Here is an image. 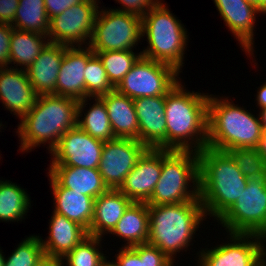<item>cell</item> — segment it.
<instances>
[{
    "label": "cell",
    "mask_w": 266,
    "mask_h": 266,
    "mask_svg": "<svg viewBox=\"0 0 266 266\" xmlns=\"http://www.w3.org/2000/svg\"><path fill=\"white\" fill-rule=\"evenodd\" d=\"M162 171V149L147 148L118 189L132 202L147 203Z\"/></svg>",
    "instance_id": "cell-15"
},
{
    "label": "cell",
    "mask_w": 266,
    "mask_h": 266,
    "mask_svg": "<svg viewBox=\"0 0 266 266\" xmlns=\"http://www.w3.org/2000/svg\"><path fill=\"white\" fill-rule=\"evenodd\" d=\"M262 118L263 129L266 130V109L260 112Z\"/></svg>",
    "instance_id": "cell-46"
},
{
    "label": "cell",
    "mask_w": 266,
    "mask_h": 266,
    "mask_svg": "<svg viewBox=\"0 0 266 266\" xmlns=\"http://www.w3.org/2000/svg\"><path fill=\"white\" fill-rule=\"evenodd\" d=\"M50 42L44 34L17 30L13 28L10 38L9 65L26 70L39 56L41 51Z\"/></svg>",
    "instance_id": "cell-28"
},
{
    "label": "cell",
    "mask_w": 266,
    "mask_h": 266,
    "mask_svg": "<svg viewBox=\"0 0 266 266\" xmlns=\"http://www.w3.org/2000/svg\"><path fill=\"white\" fill-rule=\"evenodd\" d=\"M29 194L10 180H0V221L18 222L25 219L31 206Z\"/></svg>",
    "instance_id": "cell-29"
},
{
    "label": "cell",
    "mask_w": 266,
    "mask_h": 266,
    "mask_svg": "<svg viewBox=\"0 0 266 266\" xmlns=\"http://www.w3.org/2000/svg\"><path fill=\"white\" fill-rule=\"evenodd\" d=\"M102 240L101 237L88 235L62 258L63 266H102L108 258L99 250Z\"/></svg>",
    "instance_id": "cell-32"
},
{
    "label": "cell",
    "mask_w": 266,
    "mask_h": 266,
    "mask_svg": "<svg viewBox=\"0 0 266 266\" xmlns=\"http://www.w3.org/2000/svg\"><path fill=\"white\" fill-rule=\"evenodd\" d=\"M208 97L186 90L181 80L165 95L167 150L199 152L207 146Z\"/></svg>",
    "instance_id": "cell-1"
},
{
    "label": "cell",
    "mask_w": 266,
    "mask_h": 266,
    "mask_svg": "<svg viewBox=\"0 0 266 266\" xmlns=\"http://www.w3.org/2000/svg\"><path fill=\"white\" fill-rule=\"evenodd\" d=\"M49 220V236L40 237L44 255L63 258L88 236L87 231L67 217L52 212Z\"/></svg>",
    "instance_id": "cell-22"
},
{
    "label": "cell",
    "mask_w": 266,
    "mask_h": 266,
    "mask_svg": "<svg viewBox=\"0 0 266 266\" xmlns=\"http://www.w3.org/2000/svg\"><path fill=\"white\" fill-rule=\"evenodd\" d=\"M12 25L0 23V67H9Z\"/></svg>",
    "instance_id": "cell-38"
},
{
    "label": "cell",
    "mask_w": 266,
    "mask_h": 266,
    "mask_svg": "<svg viewBox=\"0 0 266 266\" xmlns=\"http://www.w3.org/2000/svg\"><path fill=\"white\" fill-rule=\"evenodd\" d=\"M229 235V236H228ZM227 243L198 253L197 266H263L266 263V238L256 234L229 233Z\"/></svg>",
    "instance_id": "cell-11"
},
{
    "label": "cell",
    "mask_w": 266,
    "mask_h": 266,
    "mask_svg": "<svg viewBox=\"0 0 266 266\" xmlns=\"http://www.w3.org/2000/svg\"><path fill=\"white\" fill-rule=\"evenodd\" d=\"M104 101L110 125L115 138H129L139 141V125L132 98L116 89L100 96Z\"/></svg>",
    "instance_id": "cell-24"
},
{
    "label": "cell",
    "mask_w": 266,
    "mask_h": 266,
    "mask_svg": "<svg viewBox=\"0 0 266 266\" xmlns=\"http://www.w3.org/2000/svg\"><path fill=\"white\" fill-rule=\"evenodd\" d=\"M49 21L44 0H19L12 27L17 30L48 35Z\"/></svg>",
    "instance_id": "cell-30"
},
{
    "label": "cell",
    "mask_w": 266,
    "mask_h": 266,
    "mask_svg": "<svg viewBox=\"0 0 266 266\" xmlns=\"http://www.w3.org/2000/svg\"><path fill=\"white\" fill-rule=\"evenodd\" d=\"M218 221L227 233L266 238V178L248 179L245 190Z\"/></svg>",
    "instance_id": "cell-9"
},
{
    "label": "cell",
    "mask_w": 266,
    "mask_h": 266,
    "mask_svg": "<svg viewBox=\"0 0 266 266\" xmlns=\"http://www.w3.org/2000/svg\"><path fill=\"white\" fill-rule=\"evenodd\" d=\"M5 255L3 254L2 250L0 249V266L4 264Z\"/></svg>",
    "instance_id": "cell-47"
},
{
    "label": "cell",
    "mask_w": 266,
    "mask_h": 266,
    "mask_svg": "<svg viewBox=\"0 0 266 266\" xmlns=\"http://www.w3.org/2000/svg\"><path fill=\"white\" fill-rule=\"evenodd\" d=\"M35 266H63L62 258L43 255Z\"/></svg>",
    "instance_id": "cell-43"
},
{
    "label": "cell",
    "mask_w": 266,
    "mask_h": 266,
    "mask_svg": "<svg viewBox=\"0 0 266 266\" xmlns=\"http://www.w3.org/2000/svg\"><path fill=\"white\" fill-rule=\"evenodd\" d=\"M94 52L87 46L67 47L56 82V95L85 99V68Z\"/></svg>",
    "instance_id": "cell-19"
},
{
    "label": "cell",
    "mask_w": 266,
    "mask_h": 266,
    "mask_svg": "<svg viewBox=\"0 0 266 266\" xmlns=\"http://www.w3.org/2000/svg\"><path fill=\"white\" fill-rule=\"evenodd\" d=\"M162 1L142 17V37H147V48L142 56L172 66L182 72L188 43L187 29Z\"/></svg>",
    "instance_id": "cell-6"
},
{
    "label": "cell",
    "mask_w": 266,
    "mask_h": 266,
    "mask_svg": "<svg viewBox=\"0 0 266 266\" xmlns=\"http://www.w3.org/2000/svg\"><path fill=\"white\" fill-rule=\"evenodd\" d=\"M94 53L99 57L110 83L115 88L142 56L141 52L135 54L133 50H114Z\"/></svg>",
    "instance_id": "cell-31"
},
{
    "label": "cell",
    "mask_w": 266,
    "mask_h": 266,
    "mask_svg": "<svg viewBox=\"0 0 266 266\" xmlns=\"http://www.w3.org/2000/svg\"><path fill=\"white\" fill-rule=\"evenodd\" d=\"M259 89L257 90V95H256V103L259 107L260 112L264 111L266 109V82L263 83Z\"/></svg>",
    "instance_id": "cell-42"
},
{
    "label": "cell",
    "mask_w": 266,
    "mask_h": 266,
    "mask_svg": "<svg viewBox=\"0 0 266 266\" xmlns=\"http://www.w3.org/2000/svg\"><path fill=\"white\" fill-rule=\"evenodd\" d=\"M98 3L99 0H84L51 18L47 35L50 42L69 47L88 46L93 35Z\"/></svg>",
    "instance_id": "cell-12"
},
{
    "label": "cell",
    "mask_w": 266,
    "mask_h": 266,
    "mask_svg": "<svg viewBox=\"0 0 266 266\" xmlns=\"http://www.w3.org/2000/svg\"><path fill=\"white\" fill-rule=\"evenodd\" d=\"M115 256V261L112 259L115 266H139V254L132 247L122 246Z\"/></svg>",
    "instance_id": "cell-40"
},
{
    "label": "cell",
    "mask_w": 266,
    "mask_h": 266,
    "mask_svg": "<svg viewBox=\"0 0 266 266\" xmlns=\"http://www.w3.org/2000/svg\"><path fill=\"white\" fill-rule=\"evenodd\" d=\"M222 20L232 32L241 50L254 55V24L256 15L261 13L255 5L245 0H213Z\"/></svg>",
    "instance_id": "cell-17"
},
{
    "label": "cell",
    "mask_w": 266,
    "mask_h": 266,
    "mask_svg": "<svg viewBox=\"0 0 266 266\" xmlns=\"http://www.w3.org/2000/svg\"><path fill=\"white\" fill-rule=\"evenodd\" d=\"M109 234L122 238L123 242L127 241L123 247L147 243L149 235L148 205L143 202H132Z\"/></svg>",
    "instance_id": "cell-26"
},
{
    "label": "cell",
    "mask_w": 266,
    "mask_h": 266,
    "mask_svg": "<svg viewBox=\"0 0 266 266\" xmlns=\"http://www.w3.org/2000/svg\"><path fill=\"white\" fill-rule=\"evenodd\" d=\"M104 142L78 126L68 130L50 152V166H74L98 169Z\"/></svg>",
    "instance_id": "cell-14"
},
{
    "label": "cell",
    "mask_w": 266,
    "mask_h": 266,
    "mask_svg": "<svg viewBox=\"0 0 266 266\" xmlns=\"http://www.w3.org/2000/svg\"><path fill=\"white\" fill-rule=\"evenodd\" d=\"M257 9L263 14H266V0H257Z\"/></svg>",
    "instance_id": "cell-45"
},
{
    "label": "cell",
    "mask_w": 266,
    "mask_h": 266,
    "mask_svg": "<svg viewBox=\"0 0 266 266\" xmlns=\"http://www.w3.org/2000/svg\"><path fill=\"white\" fill-rule=\"evenodd\" d=\"M190 201H200L198 152L162 149L161 175L146 204H177Z\"/></svg>",
    "instance_id": "cell-7"
},
{
    "label": "cell",
    "mask_w": 266,
    "mask_h": 266,
    "mask_svg": "<svg viewBox=\"0 0 266 266\" xmlns=\"http://www.w3.org/2000/svg\"><path fill=\"white\" fill-rule=\"evenodd\" d=\"M227 152L247 179L266 178V160L257 148H234Z\"/></svg>",
    "instance_id": "cell-34"
},
{
    "label": "cell",
    "mask_w": 266,
    "mask_h": 266,
    "mask_svg": "<svg viewBox=\"0 0 266 266\" xmlns=\"http://www.w3.org/2000/svg\"><path fill=\"white\" fill-rule=\"evenodd\" d=\"M92 99L95 101L93 105L86 103ZM87 104H89L88 111L85 109ZM84 110L86 113H84ZM77 126L95 139L103 142L115 139L105 103L100 97H87L78 101Z\"/></svg>",
    "instance_id": "cell-27"
},
{
    "label": "cell",
    "mask_w": 266,
    "mask_h": 266,
    "mask_svg": "<svg viewBox=\"0 0 266 266\" xmlns=\"http://www.w3.org/2000/svg\"><path fill=\"white\" fill-rule=\"evenodd\" d=\"M37 97L26 70L0 67V100L4 109L21 120L33 108Z\"/></svg>",
    "instance_id": "cell-16"
},
{
    "label": "cell",
    "mask_w": 266,
    "mask_h": 266,
    "mask_svg": "<svg viewBox=\"0 0 266 266\" xmlns=\"http://www.w3.org/2000/svg\"><path fill=\"white\" fill-rule=\"evenodd\" d=\"M102 266H115V265L112 263V261L110 262V260H106Z\"/></svg>",
    "instance_id": "cell-48"
},
{
    "label": "cell",
    "mask_w": 266,
    "mask_h": 266,
    "mask_svg": "<svg viewBox=\"0 0 266 266\" xmlns=\"http://www.w3.org/2000/svg\"><path fill=\"white\" fill-rule=\"evenodd\" d=\"M139 141L147 148L166 149L165 96L134 99Z\"/></svg>",
    "instance_id": "cell-18"
},
{
    "label": "cell",
    "mask_w": 266,
    "mask_h": 266,
    "mask_svg": "<svg viewBox=\"0 0 266 266\" xmlns=\"http://www.w3.org/2000/svg\"><path fill=\"white\" fill-rule=\"evenodd\" d=\"M67 45L49 42L38 58L26 69L38 95H56V82Z\"/></svg>",
    "instance_id": "cell-20"
},
{
    "label": "cell",
    "mask_w": 266,
    "mask_h": 266,
    "mask_svg": "<svg viewBox=\"0 0 266 266\" xmlns=\"http://www.w3.org/2000/svg\"><path fill=\"white\" fill-rule=\"evenodd\" d=\"M257 149L266 160V130H263Z\"/></svg>",
    "instance_id": "cell-44"
},
{
    "label": "cell",
    "mask_w": 266,
    "mask_h": 266,
    "mask_svg": "<svg viewBox=\"0 0 266 266\" xmlns=\"http://www.w3.org/2000/svg\"><path fill=\"white\" fill-rule=\"evenodd\" d=\"M147 147L136 139L115 138L104 142L98 171L108 189H119Z\"/></svg>",
    "instance_id": "cell-13"
},
{
    "label": "cell",
    "mask_w": 266,
    "mask_h": 266,
    "mask_svg": "<svg viewBox=\"0 0 266 266\" xmlns=\"http://www.w3.org/2000/svg\"><path fill=\"white\" fill-rule=\"evenodd\" d=\"M245 1H247V2H249L251 4H253V5H255L256 8H257V0H245Z\"/></svg>",
    "instance_id": "cell-49"
},
{
    "label": "cell",
    "mask_w": 266,
    "mask_h": 266,
    "mask_svg": "<svg viewBox=\"0 0 266 266\" xmlns=\"http://www.w3.org/2000/svg\"><path fill=\"white\" fill-rule=\"evenodd\" d=\"M84 0H44L45 10L48 19L62 14L67 8L75 4L82 3Z\"/></svg>",
    "instance_id": "cell-39"
},
{
    "label": "cell",
    "mask_w": 266,
    "mask_h": 266,
    "mask_svg": "<svg viewBox=\"0 0 266 266\" xmlns=\"http://www.w3.org/2000/svg\"><path fill=\"white\" fill-rule=\"evenodd\" d=\"M142 38L140 16L99 7L88 47L93 52L134 50Z\"/></svg>",
    "instance_id": "cell-8"
},
{
    "label": "cell",
    "mask_w": 266,
    "mask_h": 266,
    "mask_svg": "<svg viewBox=\"0 0 266 266\" xmlns=\"http://www.w3.org/2000/svg\"><path fill=\"white\" fill-rule=\"evenodd\" d=\"M19 0H0V23L12 25Z\"/></svg>",
    "instance_id": "cell-41"
},
{
    "label": "cell",
    "mask_w": 266,
    "mask_h": 266,
    "mask_svg": "<svg viewBox=\"0 0 266 266\" xmlns=\"http://www.w3.org/2000/svg\"><path fill=\"white\" fill-rule=\"evenodd\" d=\"M224 98L208 97L207 146L221 151L257 148L264 130L260 112L256 117L229 97Z\"/></svg>",
    "instance_id": "cell-4"
},
{
    "label": "cell",
    "mask_w": 266,
    "mask_h": 266,
    "mask_svg": "<svg viewBox=\"0 0 266 266\" xmlns=\"http://www.w3.org/2000/svg\"><path fill=\"white\" fill-rule=\"evenodd\" d=\"M132 248L139 254V266H174V262L156 246L145 243Z\"/></svg>",
    "instance_id": "cell-36"
},
{
    "label": "cell",
    "mask_w": 266,
    "mask_h": 266,
    "mask_svg": "<svg viewBox=\"0 0 266 266\" xmlns=\"http://www.w3.org/2000/svg\"><path fill=\"white\" fill-rule=\"evenodd\" d=\"M131 203L118 189H108L102 193L95 199L88 235L103 238V235L110 233Z\"/></svg>",
    "instance_id": "cell-23"
},
{
    "label": "cell",
    "mask_w": 266,
    "mask_h": 266,
    "mask_svg": "<svg viewBox=\"0 0 266 266\" xmlns=\"http://www.w3.org/2000/svg\"><path fill=\"white\" fill-rule=\"evenodd\" d=\"M198 157L199 198L206 218L218 220L240 197L248 179L227 151L206 146Z\"/></svg>",
    "instance_id": "cell-2"
},
{
    "label": "cell",
    "mask_w": 266,
    "mask_h": 266,
    "mask_svg": "<svg viewBox=\"0 0 266 266\" xmlns=\"http://www.w3.org/2000/svg\"><path fill=\"white\" fill-rule=\"evenodd\" d=\"M116 2L122 4V7L115 8L114 10L132 13L142 18L152 7L160 3L161 0H116Z\"/></svg>",
    "instance_id": "cell-37"
},
{
    "label": "cell",
    "mask_w": 266,
    "mask_h": 266,
    "mask_svg": "<svg viewBox=\"0 0 266 266\" xmlns=\"http://www.w3.org/2000/svg\"><path fill=\"white\" fill-rule=\"evenodd\" d=\"M47 176L55 204L53 211L76 222L88 233L94 215L95 199L62 187L49 173Z\"/></svg>",
    "instance_id": "cell-21"
},
{
    "label": "cell",
    "mask_w": 266,
    "mask_h": 266,
    "mask_svg": "<svg viewBox=\"0 0 266 266\" xmlns=\"http://www.w3.org/2000/svg\"><path fill=\"white\" fill-rule=\"evenodd\" d=\"M78 101L67 96L38 95L33 108L17 126L19 150L31 152L34 147L47 143L50 153L62 135L77 126Z\"/></svg>",
    "instance_id": "cell-3"
},
{
    "label": "cell",
    "mask_w": 266,
    "mask_h": 266,
    "mask_svg": "<svg viewBox=\"0 0 266 266\" xmlns=\"http://www.w3.org/2000/svg\"><path fill=\"white\" fill-rule=\"evenodd\" d=\"M148 244L158 247L171 261L187 251L199 225L206 219L201 201L148 205ZM202 221V222H201ZM175 255V256H174Z\"/></svg>",
    "instance_id": "cell-5"
},
{
    "label": "cell",
    "mask_w": 266,
    "mask_h": 266,
    "mask_svg": "<svg viewBox=\"0 0 266 266\" xmlns=\"http://www.w3.org/2000/svg\"><path fill=\"white\" fill-rule=\"evenodd\" d=\"M84 71L86 98L100 97L115 89L110 83L102 62L95 53L87 60Z\"/></svg>",
    "instance_id": "cell-33"
},
{
    "label": "cell",
    "mask_w": 266,
    "mask_h": 266,
    "mask_svg": "<svg viewBox=\"0 0 266 266\" xmlns=\"http://www.w3.org/2000/svg\"><path fill=\"white\" fill-rule=\"evenodd\" d=\"M49 173L62 187L96 199L108 190L98 169L49 166Z\"/></svg>",
    "instance_id": "cell-25"
},
{
    "label": "cell",
    "mask_w": 266,
    "mask_h": 266,
    "mask_svg": "<svg viewBox=\"0 0 266 266\" xmlns=\"http://www.w3.org/2000/svg\"><path fill=\"white\" fill-rule=\"evenodd\" d=\"M22 241L8 258L5 257L3 266H35L43 257L44 250L39 236L30 235Z\"/></svg>",
    "instance_id": "cell-35"
},
{
    "label": "cell",
    "mask_w": 266,
    "mask_h": 266,
    "mask_svg": "<svg viewBox=\"0 0 266 266\" xmlns=\"http://www.w3.org/2000/svg\"><path fill=\"white\" fill-rule=\"evenodd\" d=\"M179 75L172 66L141 56L115 89L133 100L165 96L181 80Z\"/></svg>",
    "instance_id": "cell-10"
}]
</instances>
